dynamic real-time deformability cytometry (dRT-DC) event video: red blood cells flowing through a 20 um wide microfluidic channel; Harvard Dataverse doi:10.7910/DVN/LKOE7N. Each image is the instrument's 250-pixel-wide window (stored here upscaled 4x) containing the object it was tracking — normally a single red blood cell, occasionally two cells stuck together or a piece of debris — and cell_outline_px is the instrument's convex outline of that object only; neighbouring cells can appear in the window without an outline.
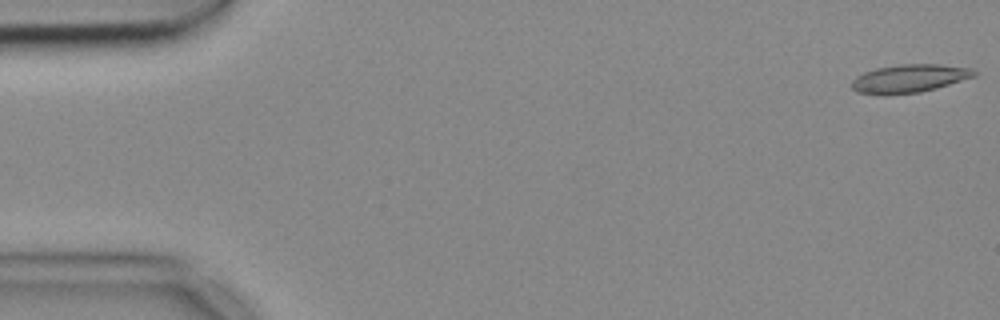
{"species": "common noctule bat (a hibernating species)", "species_latin": "Nyctalus noctula", "temperature_condition": "cold", "stored_images_in_passage": 54, "camera_frame_rate_fps": 3000, "um_per_image_px": 0.085, "animal": {"sex": "female", "body_mass_g": 18.4}, "frame": {"image": 1, "passage_image": 1, "time_ms": 0.0, "image_size_px": [1000, 320], "cell_outline_px": [[976, 76], [936, 88], [920, 92], [884, 96], [856, 92], [852, 88], [852, 80], [856, 76], [864, 72], [876, 68], [900, 64], [940, 64], [972, 68], [976, 72]], "centroid_in_image_um": [77.27, 6.68], "position_along_channel_um": 7.7, "area_um2": 20.35}}
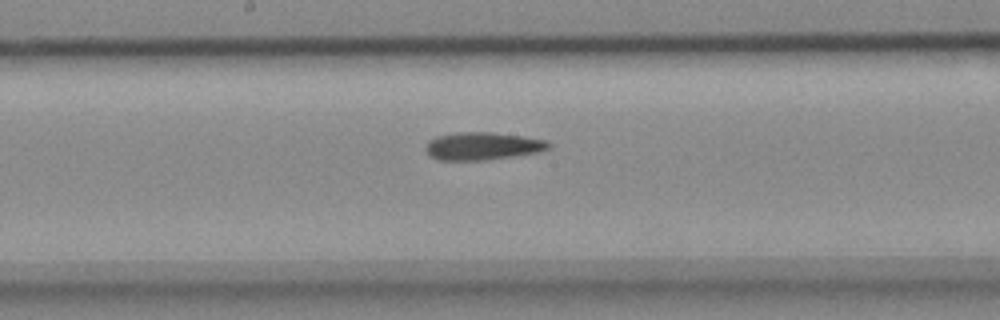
{"frame": {"image": 2, "passage_image": 28, "time_ms": 9.0, "image_size_px": [1000, 320], "cell_outline_px": [[552, 144], [548, 148], [536, 152], [512, 156], [484, 160], [440, 160], [432, 156], [424, 148], [428, 140], [436, 136], [456, 132], [492, 132], [524, 136], [548, 140]], "centroid_in_image_um": [41.01, 12.4], "position_along_channel_um": 207.2, "area_um2": 19.83}}
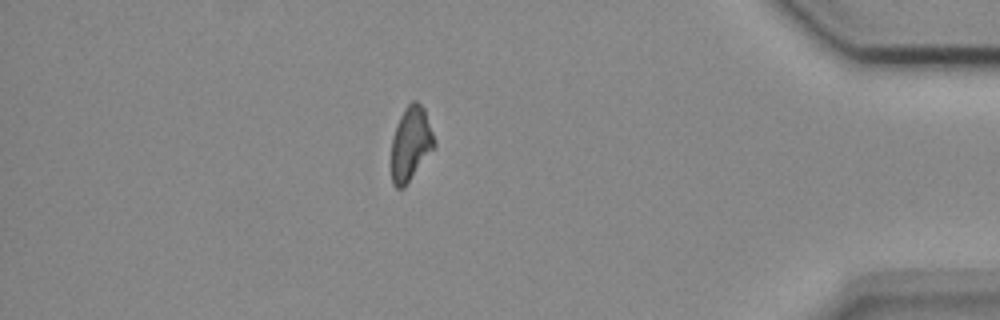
{"frame": {"image": 3, "passage_image": 47, "time_ms": 15.333, "image_size_px": [1000, 320], "cell_outline_px": [[436, 148], [404, 188], [396, 188], [392, 184], [392, 140], [396, 124], [404, 108], [412, 100], [416, 100], [424, 108], [436, 140]], "centroid_in_image_um": [34.94, 12.22], "position_along_channel_um": 400.3, "area_um2": 18.9}}